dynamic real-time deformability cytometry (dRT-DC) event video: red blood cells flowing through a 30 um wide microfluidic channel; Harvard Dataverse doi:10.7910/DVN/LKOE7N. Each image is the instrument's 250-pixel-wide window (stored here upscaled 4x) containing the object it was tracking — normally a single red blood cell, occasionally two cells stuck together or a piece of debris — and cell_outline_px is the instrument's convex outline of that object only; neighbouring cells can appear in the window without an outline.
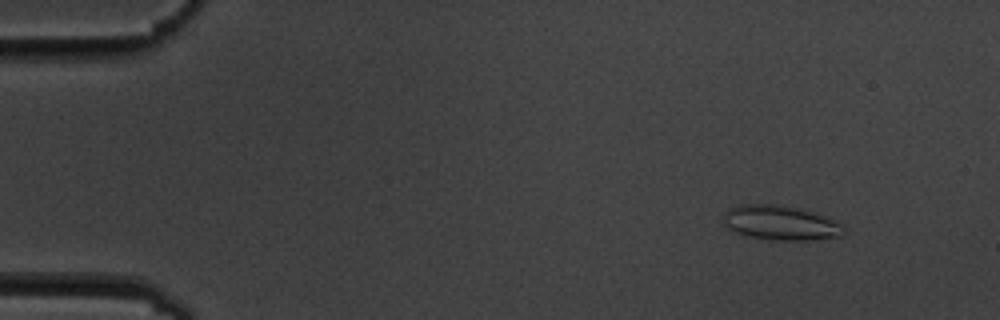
{"species": "common noctule bat (a hibernating species)", "species_latin": "Nyctalus noctula", "temperature_condition": "cold", "stored_images_in_passage": 4, "camera_frame_rate_fps": 3000, "um_per_image_px": 0.085, "animal": {"sex": "male", "body_mass_g": 19.5, "forearm_length_mm": 54.6}, "frame": {"image": 1, "passage_image": 1, "time_ms": 0.0, "image_size_px": [1000, 320], "cell_outline_px": [[844, 232], [840, 236], [812, 240], [776, 240], [744, 236], [728, 228], [724, 224], [724, 212], [740, 204], [776, 204], [800, 208], [836, 220], [844, 228]], "centroid_in_image_um": [66.34, 18.94], "position_along_channel_um": 18.7, "area_um2": 24.28}}
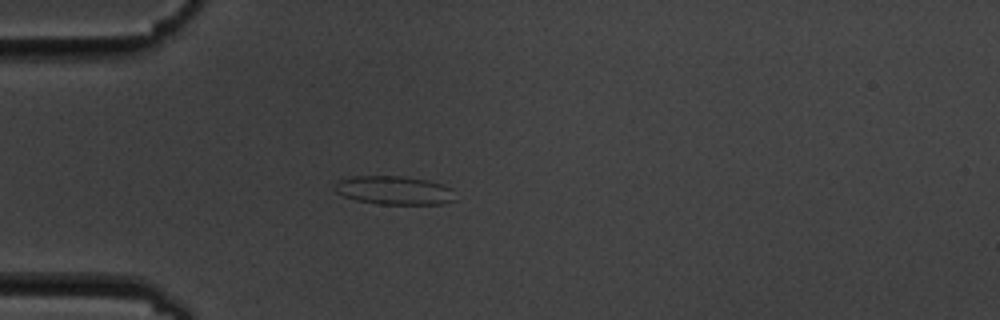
{"frame": {"image": 2, "passage_image": 4, "time_ms": 3.333, "image_size_px": [1000, 320], "cell_outline_px": [[456, 200], [444, 204], [376, 204], [356, 200], [344, 196], [336, 192], [336, 184], [340, 180], [352, 176], [404, 176], [428, 180], [444, 184], [452, 188]], "centroid_in_image_um": [33.57, 16.18], "position_along_channel_um": 51.4, "area_um2": 20.23}}